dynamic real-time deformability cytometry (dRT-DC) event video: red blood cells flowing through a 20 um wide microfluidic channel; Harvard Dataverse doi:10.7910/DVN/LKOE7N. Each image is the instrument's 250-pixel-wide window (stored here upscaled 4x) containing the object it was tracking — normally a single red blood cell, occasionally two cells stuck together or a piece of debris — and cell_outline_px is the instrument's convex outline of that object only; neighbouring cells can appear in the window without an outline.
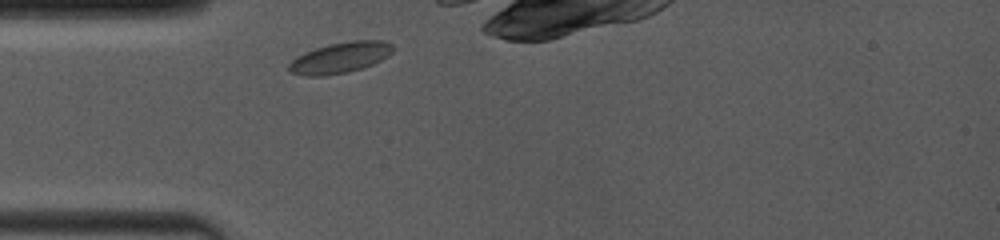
{"species": "common noctule bat (a hibernating species)", "species_latin": "Nyctalus noctula", "temperature_condition": "room temperature", "stored_images_in_passage": 7, "camera_frame_rate_fps": 4000, "um_per_image_px": 0.085, "animal": {"sex": "female", "body_mass_g": 19.0, "forearm_length_mm": 53.3}, "frame": {"image": 1, "passage_image": 1, "time_ms": 0.0, "image_size_px": [1000, 240], "cell_outline_px": [[396, 48], [388, 56], [372, 64], [348, 72], [320, 76], [304, 76], [292, 72], [288, 68], [288, 64], [296, 56], [304, 52], [316, 48], [332, 44], [352, 40], [384, 40], [392, 44]], "centroid_in_image_um": [28.93, 4.89], "position_along_channel_um": 56.1, "area_um2": 18.61}}